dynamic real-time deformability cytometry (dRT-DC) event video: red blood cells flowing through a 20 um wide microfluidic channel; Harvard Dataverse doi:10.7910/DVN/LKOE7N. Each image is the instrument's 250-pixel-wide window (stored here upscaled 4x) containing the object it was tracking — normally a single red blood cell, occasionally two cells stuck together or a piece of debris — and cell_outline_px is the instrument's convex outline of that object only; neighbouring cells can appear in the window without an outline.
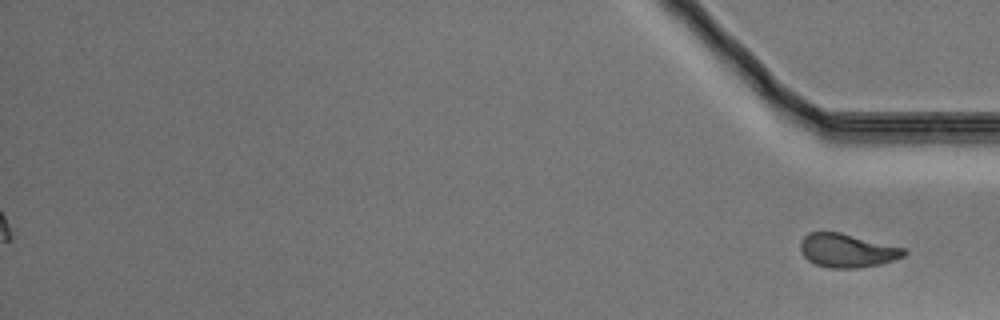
{"species": "Egyptian fruit bat (a non-hibernating species)", "species_latin": "Rousettus aegyptiacus", "temperature_condition": "warm", "stored_images_in_passage": 39, "segment_of_instrument_passage": [2, 2], "camera_frame_rate_fps": 3000, "um_per_image_px": 0.085, "animal": {"sex": "male"}, "frame": {"image": 1, "passage_image": 39, "time_ms": 12.667, "image_size_px": [1000, 320], "cell_outline_px": [[908, 252], [904, 256], [880, 264], [856, 268], [828, 268], [816, 264], [808, 260], [800, 252], [800, 240], [808, 232], [840, 232], [904, 248]], "centroid_in_image_um": [71.97, 21.29], "position_along_channel_um": 363.2, "area_um2": 20.29}}